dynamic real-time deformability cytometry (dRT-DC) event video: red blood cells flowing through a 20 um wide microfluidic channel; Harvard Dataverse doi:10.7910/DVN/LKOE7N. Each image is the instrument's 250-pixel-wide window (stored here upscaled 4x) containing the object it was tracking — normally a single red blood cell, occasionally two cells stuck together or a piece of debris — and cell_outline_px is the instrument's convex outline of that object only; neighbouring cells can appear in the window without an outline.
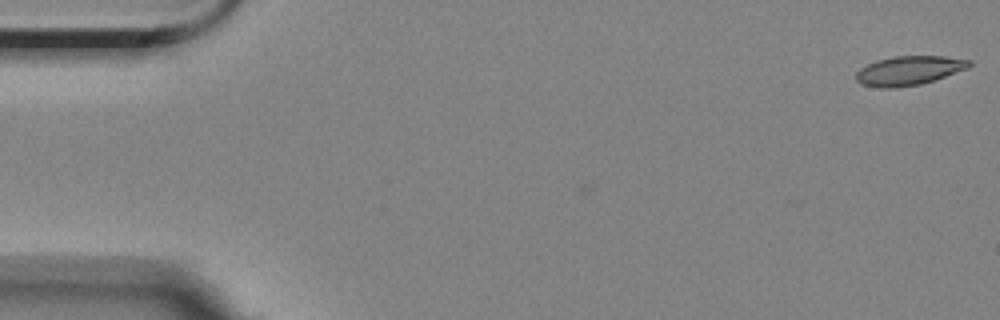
{"species": "Egyptian fruit bat (a non-hibernating species)", "species_latin": "Rousettus aegyptiacus", "temperature_condition": "room temperature", "stored_images_in_passage": 5, "camera_frame_rate_fps": 3000, "um_per_image_px": 0.085, "animal": {"sex": "female"}, "frame": {"image": 1, "passage_image": 1, "time_ms": 0.0, "image_size_px": [1000, 320], "cell_outline_px": [[972, 64], [968, 68], [920, 84], [896, 88], [884, 88], [860, 84], [856, 80], [856, 72], [860, 68], [876, 60], [896, 56], [944, 56], [972, 60]], "centroid_in_image_um": [77.24, 5.99], "position_along_channel_um": 7.8, "area_um2": 19.13}}